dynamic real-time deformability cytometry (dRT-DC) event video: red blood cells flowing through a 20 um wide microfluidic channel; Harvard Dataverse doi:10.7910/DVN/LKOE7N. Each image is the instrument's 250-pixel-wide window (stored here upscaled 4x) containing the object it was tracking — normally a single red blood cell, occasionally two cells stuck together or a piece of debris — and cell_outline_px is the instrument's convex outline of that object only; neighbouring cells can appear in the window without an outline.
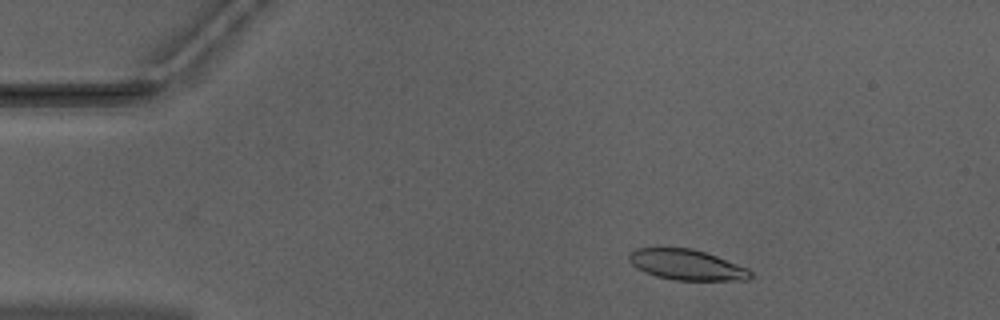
{"species": "Egyptian fruit bat (a non-hibernating species)", "species_latin": "Rousettus aegyptiacus", "temperature_condition": "warm", "stored_images_in_passage": 49, "camera_frame_rate_fps": 3000, "um_per_image_px": 0.085, "animal": {"sex": "male"}, "frame": {"image": 1, "passage_image": 6, "time_ms": 1.667, "image_size_px": [1000, 320], "cell_outline_px": [[752, 276], [748, 280], [676, 280], [656, 276], [644, 272], [636, 268], [628, 260], [628, 256], [636, 248], [692, 248], [716, 256], [748, 268], [752, 272]], "centroid_in_image_um": [58.37, 22.51], "position_along_channel_um": 26.6, "area_um2": 21.5}}
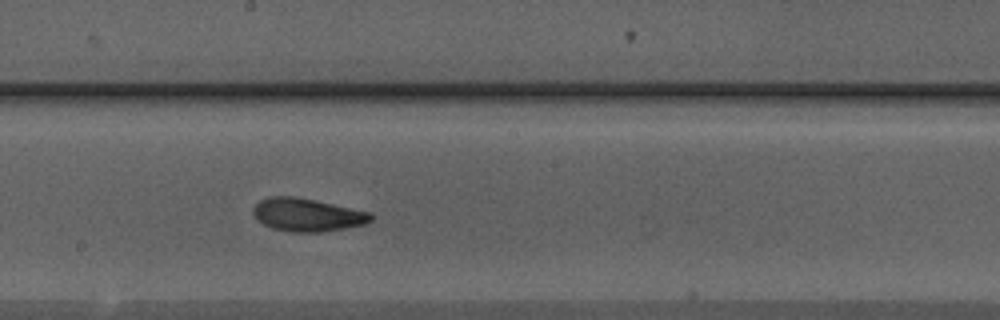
{"frame": {"image": 2, "passage_image": 26, "time_ms": 8.333, "image_size_px": [1000, 320], "cell_outline_px": [[372, 220], [364, 224], [344, 228], [320, 232], [288, 232], [272, 228], [256, 220], [252, 212], [252, 208], [260, 200], [268, 196], [296, 196], [372, 212]], "centroid_in_image_um": [26.08, 18.25], "position_along_channel_um": 222.1, "area_um2": 22.83}}
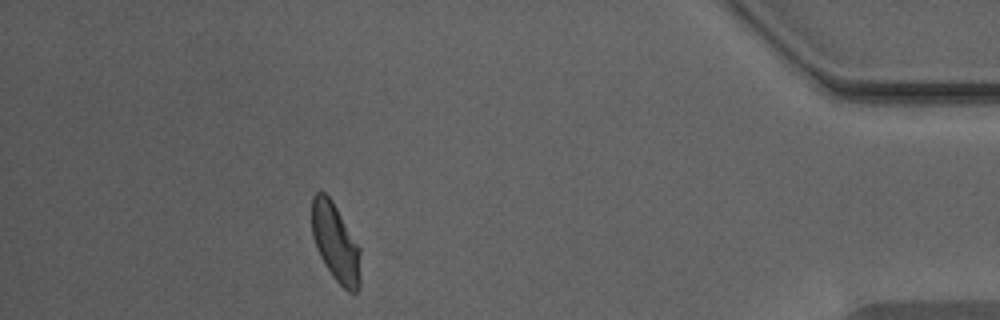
{"frame": {"image": 3, "passage_image": 44, "time_ms": 14.333, "image_size_px": [1000, 320], "cell_outline_px": [[360, 288], [356, 292], [348, 292], [332, 276], [320, 256], [316, 248], [312, 236], [312, 196], [316, 192], [324, 192], [332, 200], [360, 248]], "centroid_in_image_um": [28.52, 20.64], "position_along_channel_um": 406.7, "area_um2": 22.08}, "authors_computed_cell_mechanics": {"area_um2": 22.4264, "velocity_mm_per_s": 3.9488, "shape_relaxation_time_tau1_ms": 4.6562, "shape_relaxation_time_tau2_ms": 1.9007, "deformation_change_tau1": 0.151, "deformation_change_tau2": 0.0808}}